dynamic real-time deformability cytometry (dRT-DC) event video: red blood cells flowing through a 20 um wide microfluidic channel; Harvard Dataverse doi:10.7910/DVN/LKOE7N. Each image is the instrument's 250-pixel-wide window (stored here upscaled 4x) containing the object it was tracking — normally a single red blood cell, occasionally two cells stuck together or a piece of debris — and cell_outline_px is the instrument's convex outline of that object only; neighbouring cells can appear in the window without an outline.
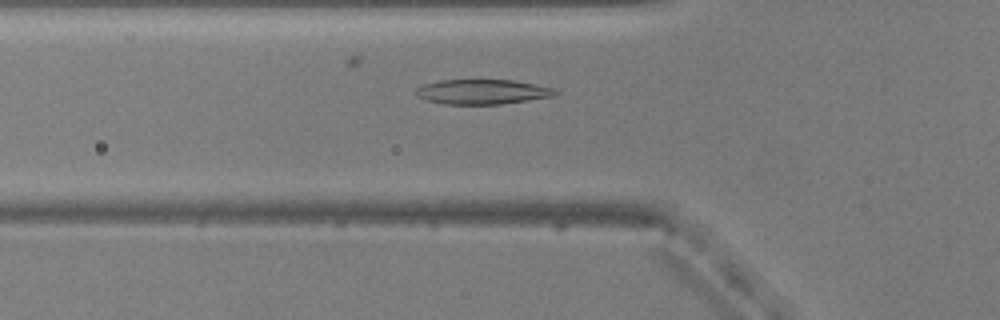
{"species": "common noctule bat (a hibernating species)", "species_latin": "Nyctalus noctula", "temperature_condition": "warm", "stored_images_in_passage": 38, "camera_frame_rate_fps": 3000, "um_per_image_px": 0.085, "animal": {"sex": "male", "body_mass_g": 20.5, "forearm_length_mm": 52.5}, "frame": {"image": 1, "passage_image": 14, "time_ms": 4.333, "image_size_px": [1000, 320], "cell_outline_px": [[560, 92], [556, 96], [500, 104], [444, 104], [424, 100], [416, 96], [416, 88], [424, 84], [440, 80], [512, 80], [556, 88]], "centroid_in_image_um": [41.02, 7.8], "position_along_channel_um": 84.8, "area_um2": 20.29}}
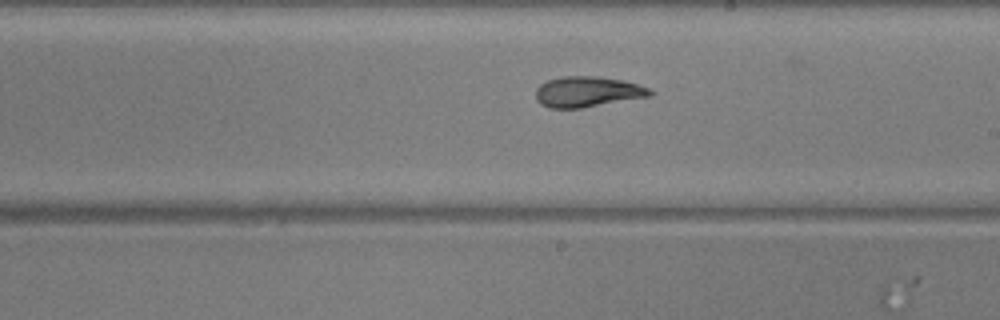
{"frame": {"image": 2, "passage_image": 26, "time_ms": 8.333, "image_size_px": [1000, 320], "cell_outline_px": [[652, 96], [580, 108], [548, 108], [540, 104], [536, 100], [536, 88], [540, 84], [548, 80], [564, 76], [596, 76], [624, 80], [640, 84], [652, 88]], "centroid_in_image_um": [49.96, 7.8], "position_along_channel_um": 239.0, "area_um2": 20.58}}
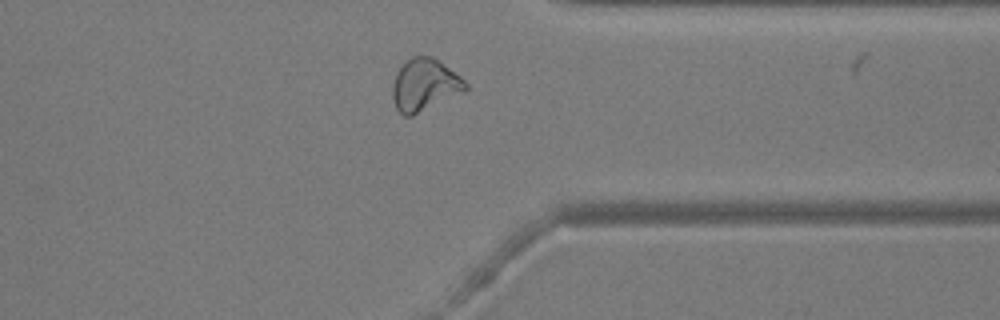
{"frame": {"image": 3, "passage_image": 37, "time_ms": 12.0, "image_size_px": [1000, 320], "cell_outline_px": [[468, 88], [464, 92], [412, 116], [404, 116], [396, 108], [392, 96], [392, 84], [396, 72], [412, 56], [432, 56], [460, 76], [468, 84]], "centroid_in_image_um": [36.09, 7.23], "position_along_channel_um": 375.3, "area_um2": 22.08}}